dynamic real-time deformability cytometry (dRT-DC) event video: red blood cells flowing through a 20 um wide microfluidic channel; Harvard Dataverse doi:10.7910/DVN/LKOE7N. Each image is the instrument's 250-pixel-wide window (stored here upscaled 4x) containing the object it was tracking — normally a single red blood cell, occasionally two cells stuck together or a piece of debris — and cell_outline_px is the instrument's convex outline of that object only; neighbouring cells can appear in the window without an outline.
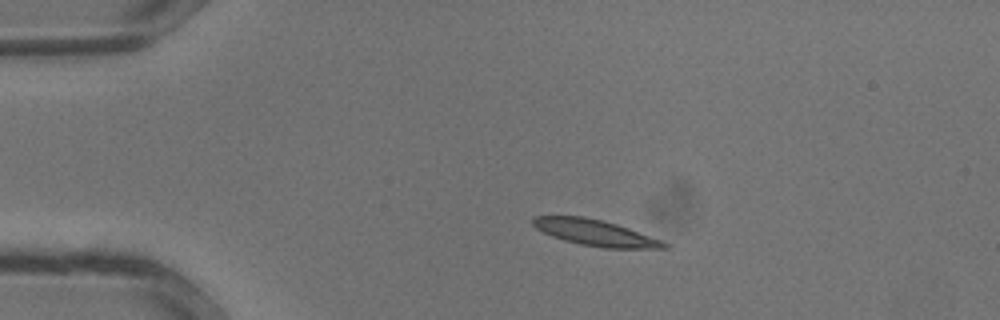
{"species": "common noctule bat (a hibernating species)", "species_latin": "Nyctalus noctula", "temperature_condition": "warm", "stored_images_in_passage": 28, "camera_frame_rate_fps": 3000, "um_per_image_px": 0.085, "animal": {"sex": "male", "body_mass_g": 13.3}, "frame": {"image": 1, "passage_image": 1, "time_ms": 0.0, "image_size_px": [1000, 320], "cell_outline_px": [[668, 248], [604, 248], [580, 244], [564, 240], [552, 236], [536, 228], [532, 224], [532, 216], [584, 216], [616, 224], [664, 240], [668, 244]], "centroid_in_image_um": [50.61, 19.78], "position_along_channel_um": 34.4, "area_um2": 19.83}}
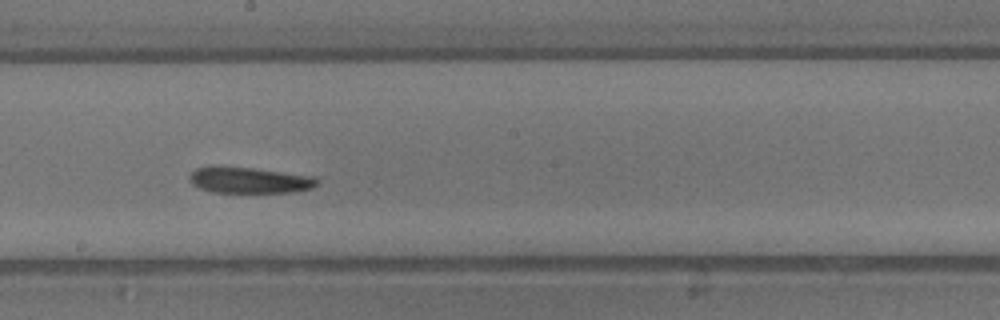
{"frame": {"image": 2, "passage_image": 13, "time_ms": 4.0, "image_size_px": [1000, 320], "cell_outline_px": [[320, 180], [312, 188], [296, 192], [212, 192], [200, 188], [192, 184], [188, 180], [188, 176], [196, 168], [208, 164], [212, 164], [252, 168], [316, 176]], "centroid_in_image_um": [21.15, 15.29], "position_along_channel_um": 227.1, "area_um2": 19.88}}
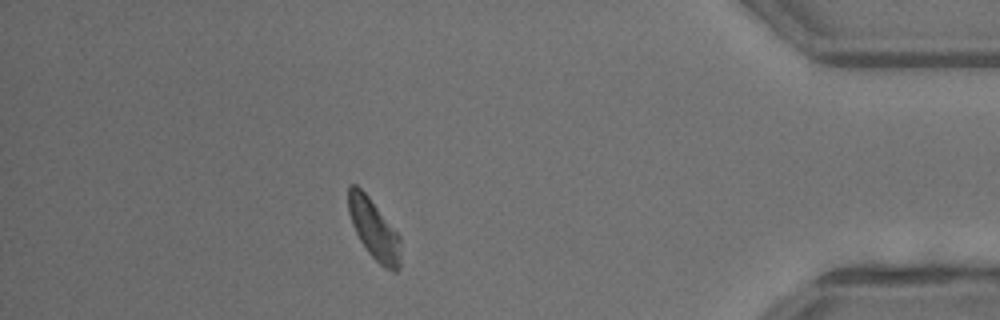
{"frame": {"image": 3, "passage_image": 24, "time_ms": 7.667, "image_size_px": [1000, 320], "cell_outline_px": [[400, 268], [396, 272], [392, 272], [384, 268], [368, 252], [360, 240], [352, 224], [348, 212], [348, 184], [356, 184], [368, 196], [400, 236]], "centroid_in_image_um": [31.78, 19.5], "position_along_channel_um": 403.4, "area_um2": 18.21}}